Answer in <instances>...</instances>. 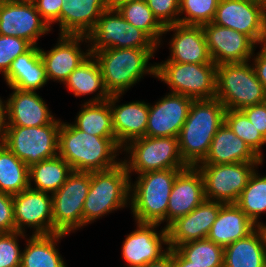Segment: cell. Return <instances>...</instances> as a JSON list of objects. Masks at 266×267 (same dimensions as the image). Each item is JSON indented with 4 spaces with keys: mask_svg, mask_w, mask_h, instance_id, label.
<instances>
[{
    "mask_svg": "<svg viewBox=\"0 0 266 267\" xmlns=\"http://www.w3.org/2000/svg\"><path fill=\"white\" fill-rule=\"evenodd\" d=\"M193 99L169 92L154 105L149 103L148 137H178Z\"/></svg>",
    "mask_w": 266,
    "mask_h": 267,
    "instance_id": "18",
    "label": "cell"
},
{
    "mask_svg": "<svg viewBox=\"0 0 266 267\" xmlns=\"http://www.w3.org/2000/svg\"><path fill=\"white\" fill-rule=\"evenodd\" d=\"M143 267H172V249H169L159 260L150 262Z\"/></svg>",
    "mask_w": 266,
    "mask_h": 267,
    "instance_id": "48",
    "label": "cell"
},
{
    "mask_svg": "<svg viewBox=\"0 0 266 267\" xmlns=\"http://www.w3.org/2000/svg\"><path fill=\"white\" fill-rule=\"evenodd\" d=\"M264 162L225 124L217 130L205 159L200 164Z\"/></svg>",
    "mask_w": 266,
    "mask_h": 267,
    "instance_id": "28",
    "label": "cell"
},
{
    "mask_svg": "<svg viewBox=\"0 0 266 267\" xmlns=\"http://www.w3.org/2000/svg\"><path fill=\"white\" fill-rule=\"evenodd\" d=\"M175 249L197 267H223L224 247L208 239L189 241Z\"/></svg>",
    "mask_w": 266,
    "mask_h": 267,
    "instance_id": "37",
    "label": "cell"
},
{
    "mask_svg": "<svg viewBox=\"0 0 266 267\" xmlns=\"http://www.w3.org/2000/svg\"><path fill=\"white\" fill-rule=\"evenodd\" d=\"M66 234L30 235L22 250L21 267H67L57 248Z\"/></svg>",
    "mask_w": 266,
    "mask_h": 267,
    "instance_id": "31",
    "label": "cell"
},
{
    "mask_svg": "<svg viewBox=\"0 0 266 267\" xmlns=\"http://www.w3.org/2000/svg\"><path fill=\"white\" fill-rule=\"evenodd\" d=\"M81 111L72 124L79 130L91 135L115 138L113 115L109 101L101 103H83Z\"/></svg>",
    "mask_w": 266,
    "mask_h": 267,
    "instance_id": "33",
    "label": "cell"
},
{
    "mask_svg": "<svg viewBox=\"0 0 266 267\" xmlns=\"http://www.w3.org/2000/svg\"><path fill=\"white\" fill-rule=\"evenodd\" d=\"M260 47V51L256 52V54L253 53L250 62H252L257 79L266 91V43L260 44Z\"/></svg>",
    "mask_w": 266,
    "mask_h": 267,
    "instance_id": "46",
    "label": "cell"
},
{
    "mask_svg": "<svg viewBox=\"0 0 266 267\" xmlns=\"http://www.w3.org/2000/svg\"><path fill=\"white\" fill-rule=\"evenodd\" d=\"M90 187V172L73 171L52 194L53 234L69 235L83 227V206Z\"/></svg>",
    "mask_w": 266,
    "mask_h": 267,
    "instance_id": "11",
    "label": "cell"
},
{
    "mask_svg": "<svg viewBox=\"0 0 266 267\" xmlns=\"http://www.w3.org/2000/svg\"><path fill=\"white\" fill-rule=\"evenodd\" d=\"M61 35L87 36L111 0H62Z\"/></svg>",
    "mask_w": 266,
    "mask_h": 267,
    "instance_id": "25",
    "label": "cell"
},
{
    "mask_svg": "<svg viewBox=\"0 0 266 267\" xmlns=\"http://www.w3.org/2000/svg\"><path fill=\"white\" fill-rule=\"evenodd\" d=\"M29 236L22 232L0 233V267H21L22 250L19 237Z\"/></svg>",
    "mask_w": 266,
    "mask_h": 267,
    "instance_id": "40",
    "label": "cell"
},
{
    "mask_svg": "<svg viewBox=\"0 0 266 267\" xmlns=\"http://www.w3.org/2000/svg\"><path fill=\"white\" fill-rule=\"evenodd\" d=\"M6 102L7 126L36 127L50 124L54 119L44 98L37 92L15 88Z\"/></svg>",
    "mask_w": 266,
    "mask_h": 267,
    "instance_id": "24",
    "label": "cell"
},
{
    "mask_svg": "<svg viewBox=\"0 0 266 267\" xmlns=\"http://www.w3.org/2000/svg\"><path fill=\"white\" fill-rule=\"evenodd\" d=\"M52 29L32 1H0V35L19 37L27 40L32 46H38V39Z\"/></svg>",
    "mask_w": 266,
    "mask_h": 267,
    "instance_id": "16",
    "label": "cell"
},
{
    "mask_svg": "<svg viewBox=\"0 0 266 267\" xmlns=\"http://www.w3.org/2000/svg\"><path fill=\"white\" fill-rule=\"evenodd\" d=\"M128 1H141V0H111V2H128Z\"/></svg>",
    "mask_w": 266,
    "mask_h": 267,
    "instance_id": "51",
    "label": "cell"
},
{
    "mask_svg": "<svg viewBox=\"0 0 266 267\" xmlns=\"http://www.w3.org/2000/svg\"><path fill=\"white\" fill-rule=\"evenodd\" d=\"M55 46L45 51L39 47L48 80L65 83L68 76L90 55L80 47L88 42L84 35H59ZM82 43V44H81Z\"/></svg>",
    "mask_w": 266,
    "mask_h": 267,
    "instance_id": "19",
    "label": "cell"
},
{
    "mask_svg": "<svg viewBox=\"0 0 266 267\" xmlns=\"http://www.w3.org/2000/svg\"><path fill=\"white\" fill-rule=\"evenodd\" d=\"M263 162H239L226 164H198L204 180L207 200L224 204L236 203L250 176Z\"/></svg>",
    "mask_w": 266,
    "mask_h": 267,
    "instance_id": "12",
    "label": "cell"
},
{
    "mask_svg": "<svg viewBox=\"0 0 266 267\" xmlns=\"http://www.w3.org/2000/svg\"><path fill=\"white\" fill-rule=\"evenodd\" d=\"M121 96L113 94L108 101L113 115L115 139L123 148L128 142L146 136L149 103L136 100L118 105Z\"/></svg>",
    "mask_w": 266,
    "mask_h": 267,
    "instance_id": "23",
    "label": "cell"
},
{
    "mask_svg": "<svg viewBox=\"0 0 266 267\" xmlns=\"http://www.w3.org/2000/svg\"><path fill=\"white\" fill-rule=\"evenodd\" d=\"M111 5L126 21L144 31L160 47L165 27L154 16L145 0L111 2Z\"/></svg>",
    "mask_w": 266,
    "mask_h": 267,
    "instance_id": "34",
    "label": "cell"
},
{
    "mask_svg": "<svg viewBox=\"0 0 266 267\" xmlns=\"http://www.w3.org/2000/svg\"><path fill=\"white\" fill-rule=\"evenodd\" d=\"M72 172L71 166L60 156L42 160L29 166V188L52 195Z\"/></svg>",
    "mask_w": 266,
    "mask_h": 267,
    "instance_id": "32",
    "label": "cell"
},
{
    "mask_svg": "<svg viewBox=\"0 0 266 267\" xmlns=\"http://www.w3.org/2000/svg\"><path fill=\"white\" fill-rule=\"evenodd\" d=\"M87 38L86 48L91 55L108 48L158 49L144 31L126 21L112 5L102 12Z\"/></svg>",
    "mask_w": 266,
    "mask_h": 267,
    "instance_id": "9",
    "label": "cell"
},
{
    "mask_svg": "<svg viewBox=\"0 0 266 267\" xmlns=\"http://www.w3.org/2000/svg\"><path fill=\"white\" fill-rule=\"evenodd\" d=\"M15 231L12 195L0 192V233Z\"/></svg>",
    "mask_w": 266,
    "mask_h": 267,
    "instance_id": "44",
    "label": "cell"
},
{
    "mask_svg": "<svg viewBox=\"0 0 266 267\" xmlns=\"http://www.w3.org/2000/svg\"><path fill=\"white\" fill-rule=\"evenodd\" d=\"M4 2H31L33 0H0Z\"/></svg>",
    "mask_w": 266,
    "mask_h": 267,
    "instance_id": "50",
    "label": "cell"
},
{
    "mask_svg": "<svg viewBox=\"0 0 266 267\" xmlns=\"http://www.w3.org/2000/svg\"><path fill=\"white\" fill-rule=\"evenodd\" d=\"M29 167L4 144L0 145V192L18 194L29 188Z\"/></svg>",
    "mask_w": 266,
    "mask_h": 267,
    "instance_id": "35",
    "label": "cell"
},
{
    "mask_svg": "<svg viewBox=\"0 0 266 267\" xmlns=\"http://www.w3.org/2000/svg\"><path fill=\"white\" fill-rule=\"evenodd\" d=\"M156 52L157 49L108 48L94 53L93 56L100 65L108 93L124 95L146 74L156 77V63H149Z\"/></svg>",
    "mask_w": 266,
    "mask_h": 267,
    "instance_id": "3",
    "label": "cell"
},
{
    "mask_svg": "<svg viewBox=\"0 0 266 267\" xmlns=\"http://www.w3.org/2000/svg\"><path fill=\"white\" fill-rule=\"evenodd\" d=\"M135 223L136 229L126 235L121 247L122 257L127 264L124 267H143L159 260L169 251L165 227L158 231L156 228L160 224Z\"/></svg>",
    "mask_w": 266,
    "mask_h": 267,
    "instance_id": "14",
    "label": "cell"
},
{
    "mask_svg": "<svg viewBox=\"0 0 266 267\" xmlns=\"http://www.w3.org/2000/svg\"><path fill=\"white\" fill-rule=\"evenodd\" d=\"M212 61L216 65L250 61L258 46L246 35L211 23L202 26Z\"/></svg>",
    "mask_w": 266,
    "mask_h": 267,
    "instance_id": "17",
    "label": "cell"
},
{
    "mask_svg": "<svg viewBox=\"0 0 266 267\" xmlns=\"http://www.w3.org/2000/svg\"><path fill=\"white\" fill-rule=\"evenodd\" d=\"M262 2H263V4L265 5V8H266V0H263Z\"/></svg>",
    "mask_w": 266,
    "mask_h": 267,
    "instance_id": "52",
    "label": "cell"
},
{
    "mask_svg": "<svg viewBox=\"0 0 266 267\" xmlns=\"http://www.w3.org/2000/svg\"><path fill=\"white\" fill-rule=\"evenodd\" d=\"M41 17L52 28L54 23L59 25L61 35V7L62 0H33L32 1Z\"/></svg>",
    "mask_w": 266,
    "mask_h": 267,
    "instance_id": "43",
    "label": "cell"
},
{
    "mask_svg": "<svg viewBox=\"0 0 266 267\" xmlns=\"http://www.w3.org/2000/svg\"><path fill=\"white\" fill-rule=\"evenodd\" d=\"M122 147L115 138L83 132L72 123L61 122L58 135V156L78 172L108 170L120 164ZM118 158V159H117Z\"/></svg>",
    "mask_w": 266,
    "mask_h": 267,
    "instance_id": "1",
    "label": "cell"
},
{
    "mask_svg": "<svg viewBox=\"0 0 266 267\" xmlns=\"http://www.w3.org/2000/svg\"><path fill=\"white\" fill-rule=\"evenodd\" d=\"M225 111L217 98L192 101L178 135L180 154L188 166L196 167L205 159L214 135L224 123Z\"/></svg>",
    "mask_w": 266,
    "mask_h": 267,
    "instance_id": "2",
    "label": "cell"
},
{
    "mask_svg": "<svg viewBox=\"0 0 266 267\" xmlns=\"http://www.w3.org/2000/svg\"><path fill=\"white\" fill-rule=\"evenodd\" d=\"M172 267H197L186 260L176 249H172Z\"/></svg>",
    "mask_w": 266,
    "mask_h": 267,
    "instance_id": "49",
    "label": "cell"
},
{
    "mask_svg": "<svg viewBox=\"0 0 266 267\" xmlns=\"http://www.w3.org/2000/svg\"><path fill=\"white\" fill-rule=\"evenodd\" d=\"M206 199L204 180L197 167L189 166L175 178L167 207V226L187 215Z\"/></svg>",
    "mask_w": 266,
    "mask_h": 267,
    "instance_id": "22",
    "label": "cell"
},
{
    "mask_svg": "<svg viewBox=\"0 0 266 267\" xmlns=\"http://www.w3.org/2000/svg\"><path fill=\"white\" fill-rule=\"evenodd\" d=\"M64 85L75 97L93 94L85 103H101L111 96L105 88L100 65L91 54L68 76Z\"/></svg>",
    "mask_w": 266,
    "mask_h": 267,
    "instance_id": "30",
    "label": "cell"
},
{
    "mask_svg": "<svg viewBox=\"0 0 266 267\" xmlns=\"http://www.w3.org/2000/svg\"><path fill=\"white\" fill-rule=\"evenodd\" d=\"M223 267H266V227L225 246Z\"/></svg>",
    "mask_w": 266,
    "mask_h": 267,
    "instance_id": "29",
    "label": "cell"
},
{
    "mask_svg": "<svg viewBox=\"0 0 266 267\" xmlns=\"http://www.w3.org/2000/svg\"><path fill=\"white\" fill-rule=\"evenodd\" d=\"M242 111L266 139V102L245 107Z\"/></svg>",
    "mask_w": 266,
    "mask_h": 267,
    "instance_id": "45",
    "label": "cell"
},
{
    "mask_svg": "<svg viewBox=\"0 0 266 267\" xmlns=\"http://www.w3.org/2000/svg\"><path fill=\"white\" fill-rule=\"evenodd\" d=\"M213 24L248 36L256 45L266 43V8L259 0H219Z\"/></svg>",
    "mask_w": 266,
    "mask_h": 267,
    "instance_id": "13",
    "label": "cell"
},
{
    "mask_svg": "<svg viewBox=\"0 0 266 267\" xmlns=\"http://www.w3.org/2000/svg\"><path fill=\"white\" fill-rule=\"evenodd\" d=\"M7 115L6 102L0 97V145H3L6 138Z\"/></svg>",
    "mask_w": 266,
    "mask_h": 267,
    "instance_id": "47",
    "label": "cell"
},
{
    "mask_svg": "<svg viewBox=\"0 0 266 267\" xmlns=\"http://www.w3.org/2000/svg\"><path fill=\"white\" fill-rule=\"evenodd\" d=\"M223 204L205 199L190 213L170 223L166 227L169 249L189 241L207 239Z\"/></svg>",
    "mask_w": 266,
    "mask_h": 267,
    "instance_id": "20",
    "label": "cell"
},
{
    "mask_svg": "<svg viewBox=\"0 0 266 267\" xmlns=\"http://www.w3.org/2000/svg\"><path fill=\"white\" fill-rule=\"evenodd\" d=\"M173 31L169 42L170 55L162 62L214 63L209 53L202 26L174 24L165 26L164 34Z\"/></svg>",
    "mask_w": 266,
    "mask_h": 267,
    "instance_id": "21",
    "label": "cell"
},
{
    "mask_svg": "<svg viewBox=\"0 0 266 267\" xmlns=\"http://www.w3.org/2000/svg\"><path fill=\"white\" fill-rule=\"evenodd\" d=\"M31 47L32 45L25 39L0 35V74L4 76L13 60Z\"/></svg>",
    "mask_w": 266,
    "mask_h": 267,
    "instance_id": "41",
    "label": "cell"
},
{
    "mask_svg": "<svg viewBox=\"0 0 266 267\" xmlns=\"http://www.w3.org/2000/svg\"><path fill=\"white\" fill-rule=\"evenodd\" d=\"M257 227L235 203L223 204L207 239L225 247L246 237Z\"/></svg>",
    "mask_w": 266,
    "mask_h": 267,
    "instance_id": "27",
    "label": "cell"
},
{
    "mask_svg": "<svg viewBox=\"0 0 266 267\" xmlns=\"http://www.w3.org/2000/svg\"><path fill=\"white\" fill-rule=\"evenodd\" d=\"M130 181L123 162L108 170L90 172V187L83 206V226L130 207Z\"/></svg>",
    "mask_w": 266,
    "mask_h": 267,
    "instance_id": "5",
    "label": "cell"
},
{
    "mask_svg": "<svg viewBox=\"0 0 266 267\" xmlns=\"http://www.w3.org/2000/svg\"><path fill=\"white\" fill-rule=\"evenodd\" d=\"M122 152L127 154V158L124 157L122 162L131 180L133 172L138 175L150 171L189 167L180 154L178 137H140L128 142Z\"/></svg>",
    "mask_w": 266,
    "mask_h": 267,
    "instance_id": "7",
    "label": "cell"
},
{
    "mask_svg": "<svg viewBox=\"0 0 266 267\" xmlns=\"http://www.w3.org/2000/svg\"><path fill=\"white\" fill-rule=\"evenodd\" d=\"M224 123L242 139L251 150L263 161L262 146L266 144V139L252 124L242 110H226Z\"/></svg>",
    "mask_w": 266,
    "mask_h": 267,
    "instance_id": "38",
    "label": "cell"
},
{
    "mask_svg": "<svg viewBox=\"0 0 266 267\" xmlns=\"http://www.w3.org/2000/svg\"><path fill=\"white\" fill-rule=\"evenodd\" d=\"M184 169H166L138 174L130 181V210L138 223L167 227V207L176 176ZM134 182V183H132Z\"/></svg>",
    "mask_w": 266,
    "mask_h": 267,
    "instance_id": "4",
    "label": "cell"
},
{
    "mask_svg": "<svg viewBox=\"0 0 266 267\" xmlns=\"http://www.w3.org/2000/svg\"><path fill=\"white\" fill-rule=\"evenodd\" d=\"M62 120L36 127L7 126L4 145L28 167L58 156V135Z\"/></svg>",
    "mask_w": 266,
    "mask_h": 267,
    "instance_id": "10",
    "label": "cell"
},
{
    "mask_svg": "<svg viewBox=\"0 0 266 267\" xmlns=\"http://www.w3.org/2000/svg\"><path fill=\"white\" fill-rule=\"evenodd\" d=\"M235 204L258 227H266V223L259 221L266 213V175L261 176L255 169Z\"/></svg>",
    "mask_w": 266,
    "mask_h": 267,
    "instance_id": "36",
    "label": "cell"
},
{
    "mask_svg": "<svg viewBox=\"0 0 266 267\" xmlns=\"http://www.w3.org/2000/svg\"><path fill=\"white\" fill-rule=\"evenodd\" d=\"M12 198L17 232L26 234L28 227L32 235L53 234L51 194L28 188Z\"/></svg>",
    "mask_w": 266,
    "mask_h": 267,
    "instance_id": "15",
    "label": "cell"
},
{
    "mask_svg": "<svg viewBox=\"0 0 266 267\" xmlns=\"http://www.w3.org/2000/svg\"><path fill=\"white\" fill-rule=\"evenodd\" d=\"M154 16L165 27L178 23L179 0H145Z\"/></svg>",
    "mask_w": 266,
    "mask_h": 267,
    "instance_id": "42",
    "label": "cell"
},
{
    "mask_svg": "<svg viewBox=\"0 0 266 267\" xmlns=\"http://www.w3.org/2000/svg\"><path fill=\"white\" fill-rule=\"evenodd\" d=\"M218 2L219 0H179L178 23L194 26L211 23L214 19Z\"/></svg>",
    "mask_w": 266,
    "mask_h": 267,
    "instance_id": "39",
    "label": "cell"
},
{
    "mask_svg": "<svg viewBox=\"0 0 266 267\" xmlns=\"http://www.w3.org/2000/svg\"><path fill=\"white\" fill-rule=\"evenodd\" d=\"M215 63L194 64L177 62L156 63V77L168 85L171 93L193 100L213 99L216 96Z\"/></svg>",
    "mask_w": 266,
    "mask_h": 267,
    "instance_id": "8",
    "label": "cell"
},
{
    "mask_svg": "<svg viewBox=\"0 0 266 267\" xmlns=\"http://www.w3.org/2000/svg\"><path fill=\"white\" fill-rule=\"evenodd\" d=\"M250 63L247 61L217 65L215 98L226 110H242L266 102V91Z\"/></svg>",
    "mask_w": 266,
    "mask_h": 267,
    "instance_id": "6",
    "label": "cell"
},
{
    "mask_svg": "<svg viewBox=\"0 0 266 267\" xmlns=\"http://www.w3.org/2000/svg\"><path fill=\"white\" fill-rule=\"evenodd\" d=\"M3 78L7 86L21 91L36 92L43 88L49 80L39 47L32 46L15 58Z\"/></svg>",
    "mask_w": 266,
    "mask_h": 267,
    "instance_id": "26",
    "label": "cell"
}]
</instances>
